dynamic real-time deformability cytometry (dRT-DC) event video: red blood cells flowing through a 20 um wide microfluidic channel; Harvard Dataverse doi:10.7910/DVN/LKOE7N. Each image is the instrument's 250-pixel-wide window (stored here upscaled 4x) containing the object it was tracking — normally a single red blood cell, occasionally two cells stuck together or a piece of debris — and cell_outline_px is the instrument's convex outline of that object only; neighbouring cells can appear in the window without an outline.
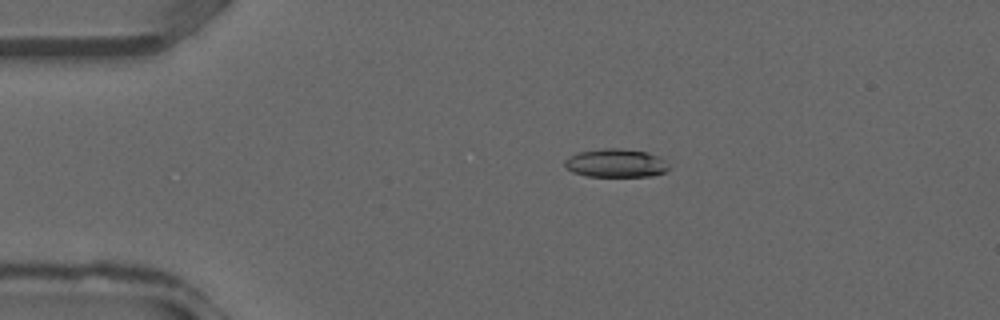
{"species": "common noctule bat (a hibernating species)", "species_latin": "Nyctalus noctula", "temperature_condition": "warm", "stored_images_in_passage": 30, "camera_frame_rate_fps": 3000, "um_per_image_px": 0.085, "animal": {"sex": "male", "forearm_length_mm": 52.5}, "frame": {"image": 1, "passage_image": 1, "time_ms": 0.0, "image_size_px": [1000, 320], "cell_outline_px": [[668, 168], [664, 172], [652, 176], [588, 176], [572, 172], [564, 168], [564, 160], [568, 156], [580, 152], [604, 148], [620, 148], [648, 152], [664, 160]], "centroid_in_image_um": [52.29, 13.86], "position_along_channel_um": 32.7, "area_um2": 17.17}}
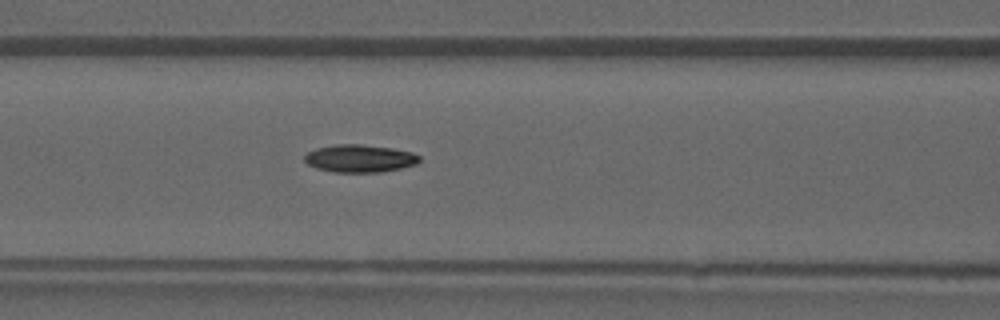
{"frame": {"image": 2, "passage_image": 9, "time_ms": 2.667, "image_size_px": [1000, 320], "cell_outline_px": [[420, 160], [416, 164], [400, 168], [380, 172], [336, 172], [316, 168], [308, 164], [304, 160], [304, 156], [308, 152], [316, 148], [336, 144], [360, 144], [392, 148], [412, 152], [420, 156]], "centroid_in_image_um": [30.57, 13.46], "position_along_channel_um": 136.0, "area_um2": 18.44}}
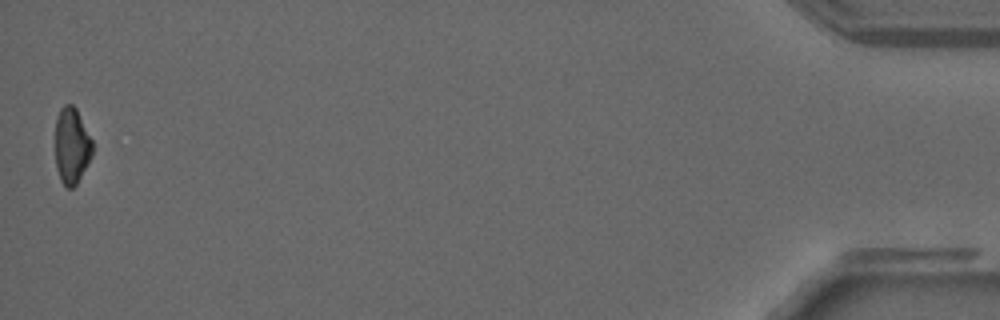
{"frame": {"image": 3, "passage_image": 30, "time_ms": 9.667, "image_size_px": [1000, 320], "cell_outline_px": [[92, 156], [76, 184], [72, 188], [68, 188], [60, 180], [56, 168], [56, 116], [60, 108], [64, 104], [72, 104], [76, 108], [92, 140]], "centroid_in_image_um": [6.09, 12.37], "position_along_channel_um": 429.1, "area_um2": 16.42}}